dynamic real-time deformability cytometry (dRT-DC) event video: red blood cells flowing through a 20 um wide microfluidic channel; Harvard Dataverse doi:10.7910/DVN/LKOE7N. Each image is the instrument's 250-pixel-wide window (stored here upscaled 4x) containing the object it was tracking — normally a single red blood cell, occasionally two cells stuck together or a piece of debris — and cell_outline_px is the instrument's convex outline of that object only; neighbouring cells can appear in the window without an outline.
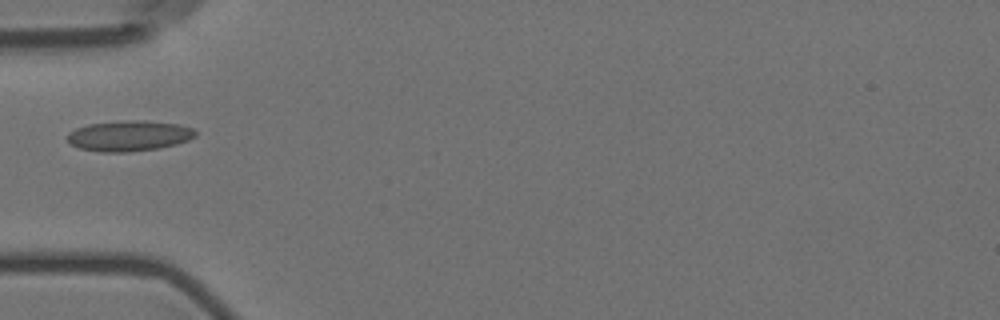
{"species": "Egyptian fruit bat (a non-hibernating species)", "species_latin": "Rousettus aegyptiacus", "temperature_condition": "room temperature", "stored_images_in_passage": 39, "camera_frame_rate_fps": 3000, "um_per_image_px": 0.085, "animal": {"sex": "female"}, "frame": {"image": 1, "passage_image": 1, "time_ms": 0.0, "image_size_px": [1000, 320], "cell_outline_px": [[196, 136], [188, 140], [176, 144], [156, 148], [128, 152], [100, 152], [80, 148], [68, 144], [68, 132], [76, 128], [88, 124], [124, 120], [136, 120], [180, 124], [192, 128], [196, 132]], "centroid_in_image_um": [10.94, 11.54], "position_along_channel_um": 74.1, "area_um2": 22.77}}
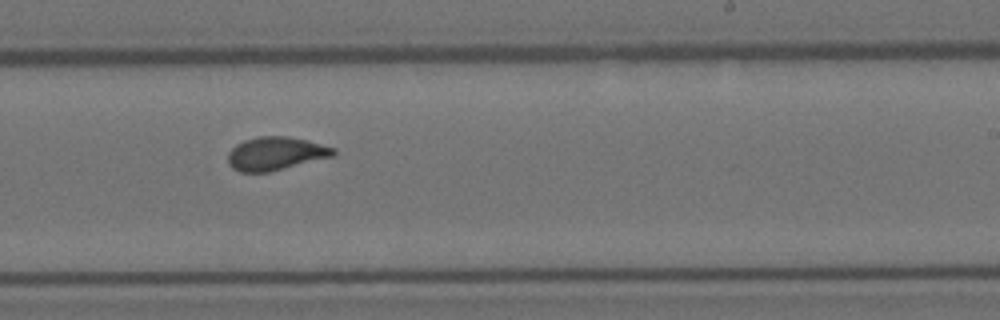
{"frame": {"image": 2, "passage_image": 17, "time_ms": 5.333, "image_size_px": [1000, 320], "cell_outline_px": [[336, 152], [332, 156], [268, 172], [240, 172], [232, 168], [228, 164], [228, 152], [236, 144], [244, 140], [260, 136], [288, 136], [308, 140], [336, 148]], "centroid_in_image_um": [23.41, 13.04], "position_along_channel_um": 265.6, "area_um2": 20.4}}
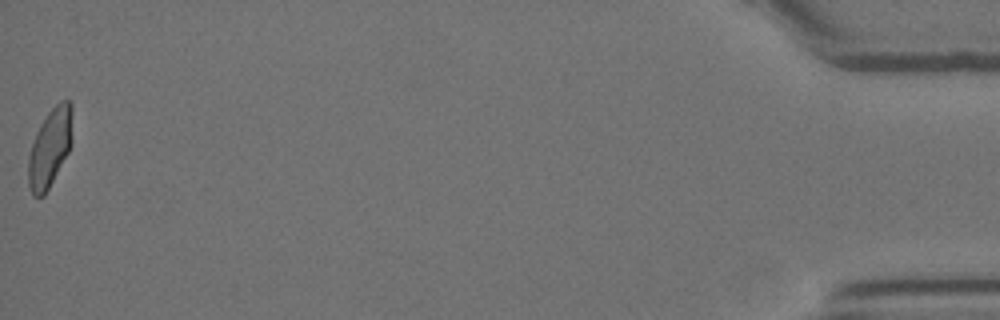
{"frame": {"image": 3, "passage_image": 39, "time_ms": 12.667, "image_size_px": [1000, 320], "cell_outline_px": [[72, 144], [68, 152], [44, 196], [32, 196], [28, 184], [28, 156], [36, 132], [40, 124], [48, 112], [60, 100], [68, 100], [72, 104]], "centroid_in_image_um": [4.24, 12.54], "position_along_channel_um": 431.0, "area_um2": 20.17}}